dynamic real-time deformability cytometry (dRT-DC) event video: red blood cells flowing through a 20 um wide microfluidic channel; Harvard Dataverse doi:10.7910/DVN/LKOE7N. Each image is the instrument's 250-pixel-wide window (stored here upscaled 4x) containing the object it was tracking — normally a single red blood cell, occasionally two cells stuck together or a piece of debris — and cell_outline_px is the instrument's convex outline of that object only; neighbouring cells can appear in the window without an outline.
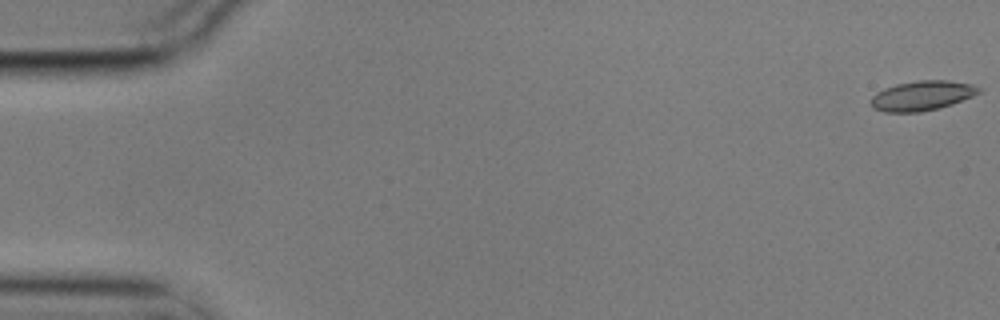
{"species": "common noctule bat (a hibernating species)", "species_latin": "Nyctalus noctula", "temperature_condition": "cold", "stored_images_in_passage": 3, "camera_frame_rate_fps": 3000, "um_per_image_px": 0.085, "animal": {"sex": "male", "body_mass_g": 17.9}, "frame": {"image": 1, "passage_image": 1, "time_ms": 0.0, "image_size_px": [1000, 320], "cell_outline_px": [[984, 88], [980, 92], [972, 96], [952, 104], [920, 112], [884, 112], [872, 108], [868, 100], [876, 92], [884, 88], [896, 84], [916, 80], [948, 80], [972, 84]], "centroid_in_image_um": [78.34, 8.12], "position_along_channel_um": 6.7, "area_um2": 18.9}}